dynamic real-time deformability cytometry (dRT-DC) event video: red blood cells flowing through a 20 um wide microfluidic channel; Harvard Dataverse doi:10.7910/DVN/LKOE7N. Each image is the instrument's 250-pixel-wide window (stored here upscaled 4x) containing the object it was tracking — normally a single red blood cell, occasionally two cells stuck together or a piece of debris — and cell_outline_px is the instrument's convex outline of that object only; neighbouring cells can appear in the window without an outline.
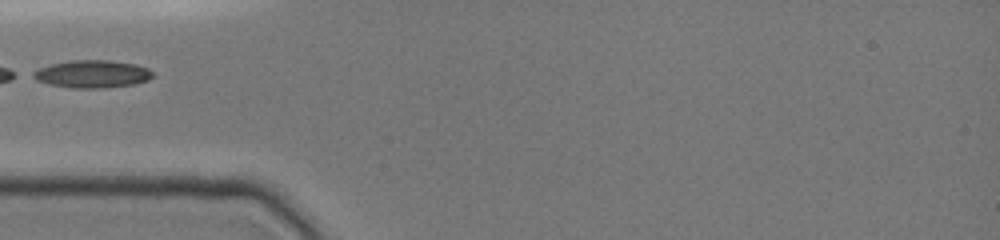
{"species": "common noctule bat (a hibernating species)", "species_latin": "Nyctalus noctula", "temperature_condition": "cold", "stored_images_in_passage": 22, "camera_frame_rate_fps": 3000, "um_per_image_px": 0.085, "animal": {"sex": "female", "body_mass_g": 19.0, "forearm_length_mm": 51.5}, "frame": {"image": 1, "passage_image": 1, "time_ms": 0.0, "image_size_px": [1000, 240], "cell_outline_px": [[152, 76], [148, 80], [132, 84], [104, 88], [72, 88], [48, 84], [36, 80], [28, 76], [32, 72], [40, 68], [52, 64], [72, 60], [112, 60], [136, 64], [148, 68], [152, 72]], "centroid_in_image_um": [7.8, 6.29], "position_along_channel_um": 77.2, "area_um2": 19.31}}